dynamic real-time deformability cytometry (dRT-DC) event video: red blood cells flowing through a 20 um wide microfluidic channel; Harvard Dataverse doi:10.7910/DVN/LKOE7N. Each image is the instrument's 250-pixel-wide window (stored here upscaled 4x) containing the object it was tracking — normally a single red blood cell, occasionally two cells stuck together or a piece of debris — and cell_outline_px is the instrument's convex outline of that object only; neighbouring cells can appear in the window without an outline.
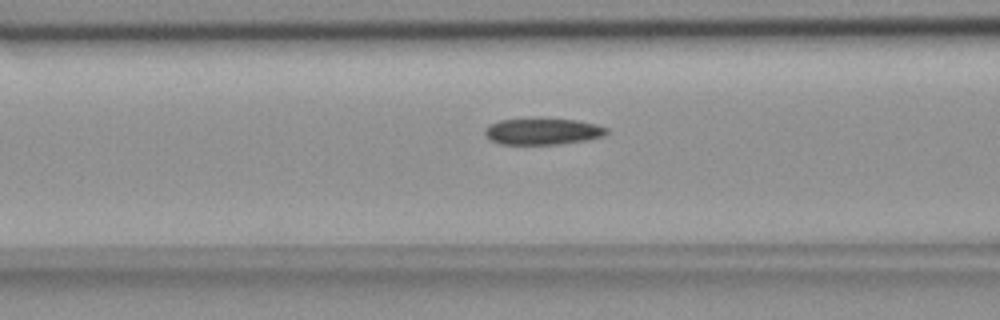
{"species": "common noctule bat (a hibernating species)", "species_latin": "Nyctalus noctula", "temperature_condition": "room temperature", "stored_images_in_passage": 44, "camera_frame_rate_fps": 3000, "um_per_image_px": 0.085, "animal": {"sex": "female", "body_mass_g": 18.4}, "frame": {"image": 1, "passage_image": 11, "time_ms": 3.333, "image_size_px": [1000, 320], "cell_outline_px": [[608, 132], [600, 136], [584, 140], [560, 144], [500, 144], [492, 140], [484, 132], [484, 128], [488, 124], [500, 120], [528, 116], [540, 116], [576, 120], [596, 124], [608, 128]], "centroid_in_image_um": [46.07, 11.11], "position_along_channel_um": 120.5, "area_um2": 19.42}}
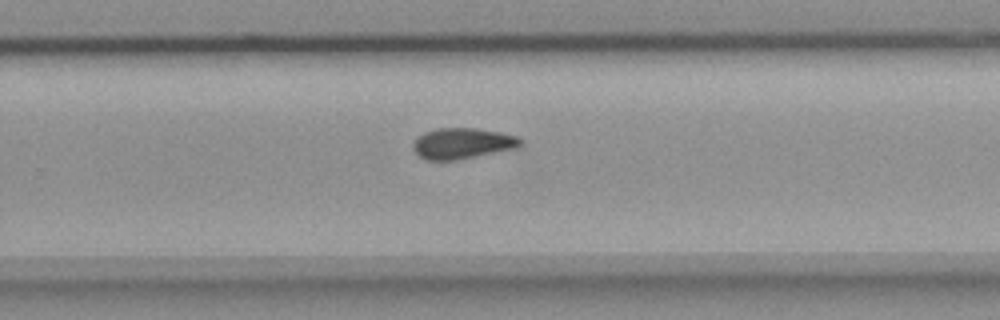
{"frame": {"image": 2, "passage_image": 25, "time_ms": 8.0, "image_size_px": [1000, 320], "cell_outline_px": [[524, 144], [516, 148], [456, 160], [428, 160], [420, 156], [412, 148], [412, 144], [424, 132], [436, 128], [476, 128], [500, 132], [516, 136], [524, 140]], "centroid_in_image_um": [39.33, 12.18], "position_along_channel_um": 290.5, "area_um2": 19.25}}
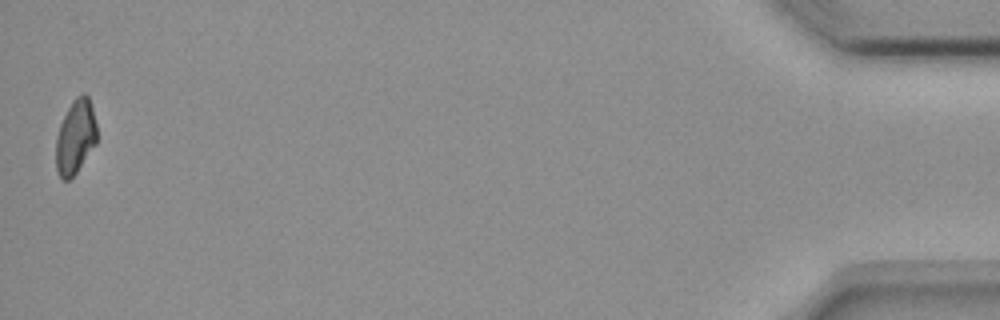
{"frame": {"image": 3, "passage_image": 44, "time_ms": 14.333, "image_size_px": [1000, 320], "cell_outline_px": [[96, 144], [76, 172], [68, 180], [64, 180], [60, 176], [56, 168], [56, 136], [60, 124], [72, 100], [80, 92], [84, 92], [88, 96], [92, 108], [96, 124]], "centroid_in_image_um": [6.41, 11.6], "position_along_channel_um": 428.8, "area_um2": 17.63}, "authors_computed_cell_mechanics": {"area_um2": 19.074, "velocity_mm_per_s": 3.6563, "shape_relaxation_time_tau1_ms": null, "shape_relaxation_time_tau2_ms": 10.3054, "deformation_change_tau1": null, "deformation_change_tau2": 0.1508}}